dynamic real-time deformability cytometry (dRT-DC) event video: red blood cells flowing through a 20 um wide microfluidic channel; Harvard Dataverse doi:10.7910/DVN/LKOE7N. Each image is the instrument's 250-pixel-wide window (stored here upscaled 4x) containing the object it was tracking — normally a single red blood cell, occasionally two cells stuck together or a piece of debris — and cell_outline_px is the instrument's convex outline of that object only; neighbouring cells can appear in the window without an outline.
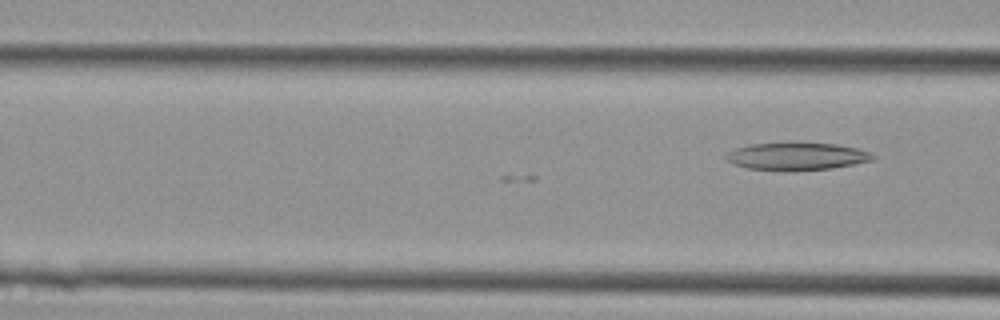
{"species": "Egyptian fruit bat (a non-hibernating species)", "species_latin": "Rousettus aegyptiacus", "temperature_condition": "cold", "stored_images_in_passage": 9, "camera_frame_rate_fps": 3000, "um_per_image_px": 0.085, "animal": {"sex": "female"}, "frame": {"image": 1, "passage_image": 9, "time_ms": 2.667, "image_size_px": [1000, 320], "cell_outline_px": [[876, 156], [872, 160], [832, 168], [788, 172], [780, 172], [744, 168], [732, 164], [724, 156], [728, 152], [736, 148], [748, 144], [792, 140], [836, 144], [856, 148], [868, 152]], "centroid_in_image_um": [67.63, 13.27], "position_along_channel_um": 99.0, "area_um2": 24.74}}